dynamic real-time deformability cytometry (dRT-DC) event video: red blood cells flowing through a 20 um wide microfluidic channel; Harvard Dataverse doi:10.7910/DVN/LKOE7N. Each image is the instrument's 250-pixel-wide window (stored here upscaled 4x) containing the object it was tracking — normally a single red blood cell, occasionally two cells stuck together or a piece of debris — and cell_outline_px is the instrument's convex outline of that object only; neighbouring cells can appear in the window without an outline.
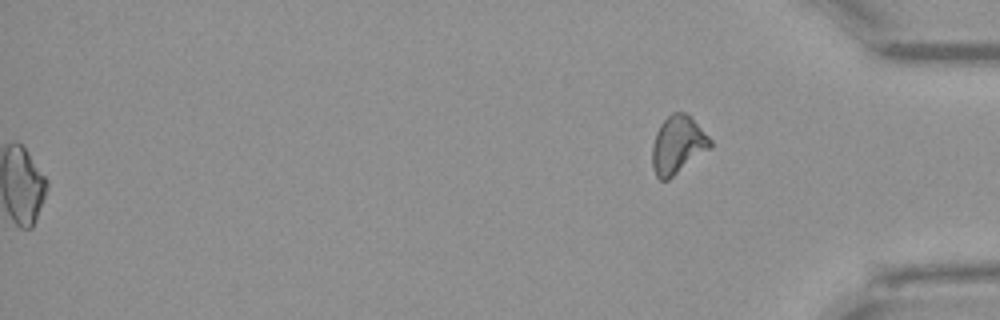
{"species": "Egyptian fruit bat (a non-hibernating species)", "species_latin": "Rousettus aegyptiacus", "temperature_condition": "warm", "stored_images_in_passage": 53, "segment_of_instrument_passage": [2, 2], "camera_frame_rate_fps": 3000, "um_per_image_px": 0.085, "animal": {"sex": "female"}, "frame": {"image": 1, "passage_image": 53, "time_ms": 17.333, "image_size_px": [1000, 320], "cell_outline_px": [[712, 148], [668, 180], [660, 180], [656, 176], [652, 168], [652, 144], [656, 132], [660, 124], [672, 112], [684, 112], [712, 140]], "centroid_in_image_um": [57.59, 12.35], "position_along_channel_um": 377.6, "area_um2": 19.54}}